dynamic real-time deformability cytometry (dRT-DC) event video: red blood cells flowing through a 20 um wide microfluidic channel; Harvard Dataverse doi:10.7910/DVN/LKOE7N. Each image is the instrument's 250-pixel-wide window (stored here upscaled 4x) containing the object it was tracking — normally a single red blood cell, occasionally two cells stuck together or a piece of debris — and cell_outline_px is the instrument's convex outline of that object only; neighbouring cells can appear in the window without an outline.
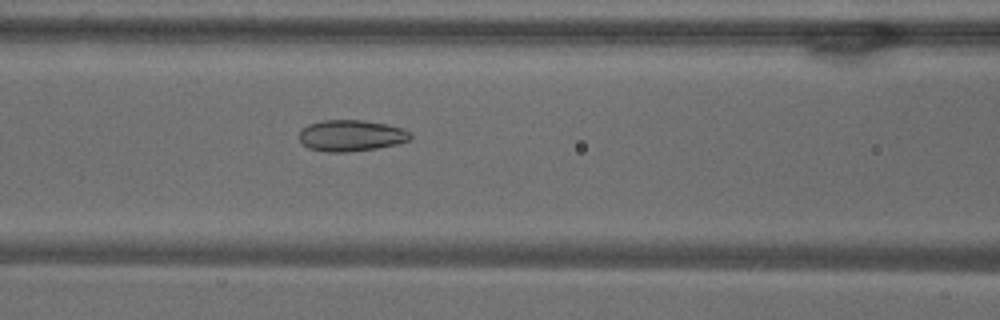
{"species": "common noctule bat (a hibernating species)", "species_latin": "Nyctalus noctula", "temperature_condition": "warm", "stored_images_in_passage": 37, "camera_frame_rate_fps": 3000, "um_per_image_px": 0.085, "animal": {"sex": "male", "body_mass_g": 18.8}, "frame": {"image": 1, "passage_image": 6, "time_ms": 1.667, "image_size_px": [1000, 320], "cell_outline_px": [[412, 136], [408, 140], [396, 144], [376, 148], [348, 152], [324, 152], [308, 148], [296, 136], [308, 124], [324, 120], [364, 120], [388, 124], [404, 128], [412, 132]], "centroid_in_image_um": [29.85, 11.52], "position_along_channel_um": 136.7, "area_um2": 20.46}}
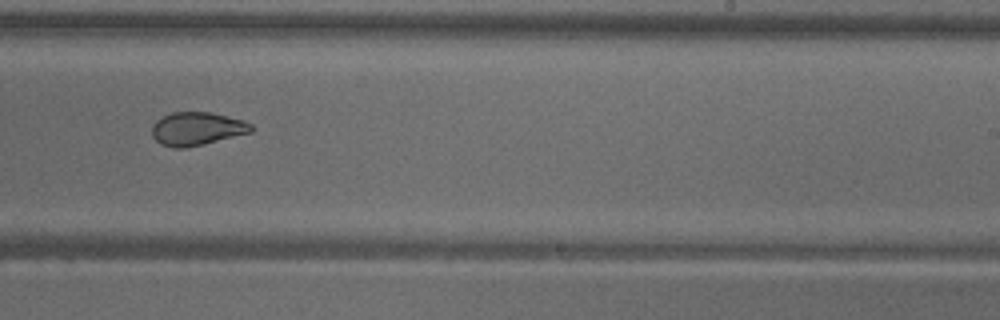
{"frame": {"image": 2, "passage_image": 17, "time_ms": 5.333, "image_size_px": [1000, 320], "cell_outline_px": [[252, 132], [204, 144], [184, 148], [172, 148], [160, 144], [152, 136], [152, 124], [156, 120], [172, 112], [212, 112], [244, 120], [252, 124]], "centroid_in_image_um": [16.73, 10.94], "position_along_channel_um": 272.3, "area_um2": 19.36}}
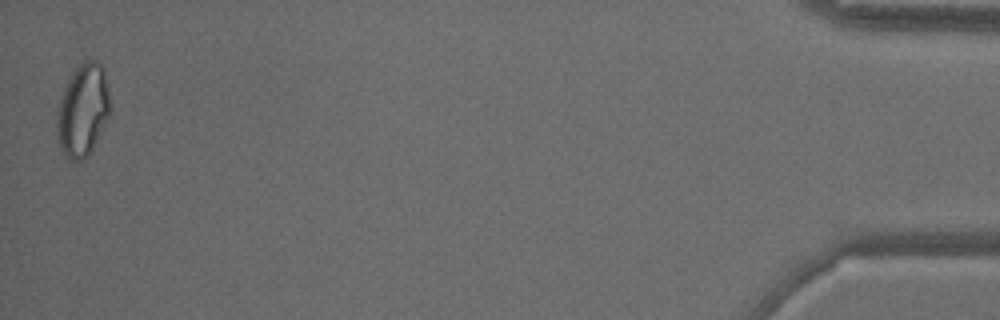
{"frame": {"image": 3, "passage_image": 37, "time_ms": 12.0, "image_size_px": [1000, 320], "cell_outline_px": [[112, 112], [88, 156], [84, 160], [68, 160], [60, 148], [56, 140], [56, 112], [64, 88], [72, 72], [84, 60], [96, 60], [104, 68], [112, 108]], "centroid_in_image_um": [7.04, 9.38], "position_along_channel_um": 428.2, "area_um2": 29.25}}